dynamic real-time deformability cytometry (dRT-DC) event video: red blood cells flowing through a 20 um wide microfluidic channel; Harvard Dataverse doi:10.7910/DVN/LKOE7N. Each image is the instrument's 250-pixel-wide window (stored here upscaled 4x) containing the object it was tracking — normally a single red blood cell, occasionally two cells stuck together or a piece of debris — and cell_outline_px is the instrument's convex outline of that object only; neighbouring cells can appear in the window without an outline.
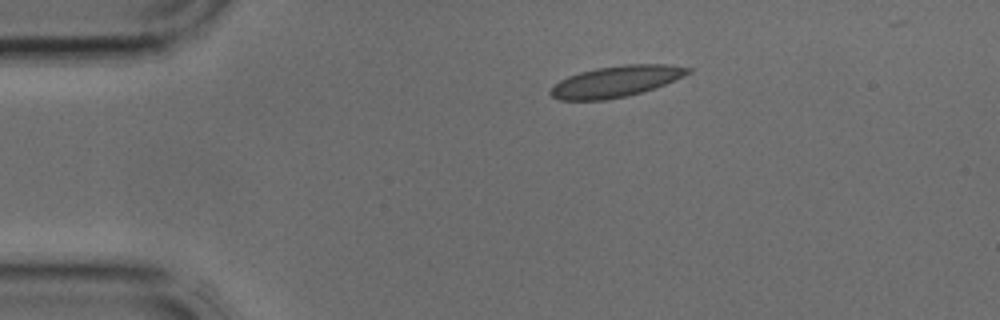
{"species": "common noctule bat (a hibernating species)", "species_latin": "Nyctalus noctula", "temperature_condition": "cold", "stored_images_in_passage": 2, "camera_frame_rate_fps": 3000, "um_per_image_px": 0.085, "animal": {"sex": "male", "body_mass_g": 17.9, "forearm_length_mm": 54.2}, "frame": {"image": 1, "passage_image": 1, "time_ms": 0.0, "image_size_px": [1000, 320], "cell_outline_px": [[692, 72], [676, 80], [656, 88], [624, 96], [604, 100], [560, 100], [552, 96], [548, 92], [560, 80], [568, 76], [580, 72], [596, 68], [628, 64], [668, 64], [692, 68]], "centroid_in_image_um": [52.4, 6.91], "position_along_channel_um": 32.6, "area_um2": 24.85}}